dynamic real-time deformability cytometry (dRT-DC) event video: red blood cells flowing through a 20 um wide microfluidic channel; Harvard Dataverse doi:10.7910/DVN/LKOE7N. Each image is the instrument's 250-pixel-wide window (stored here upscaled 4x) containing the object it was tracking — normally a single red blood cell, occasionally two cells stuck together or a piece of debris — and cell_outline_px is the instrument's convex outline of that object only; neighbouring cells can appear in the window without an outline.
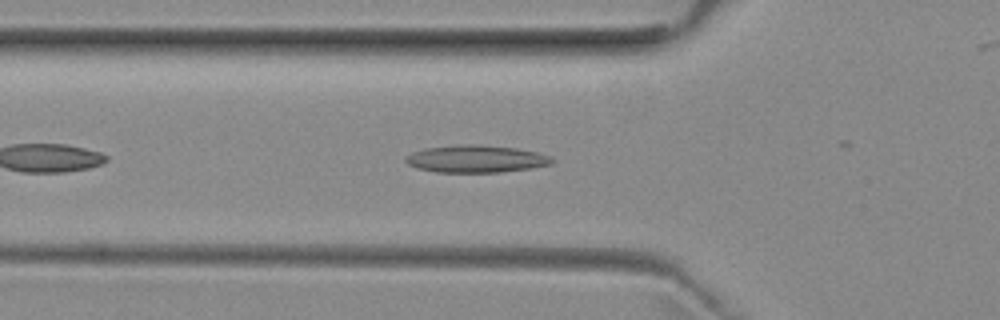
{"species": "common noctule bat (a hibernating species)", "species_latin": "Nyctalus noctula", "temperature_condition": "room temperature", "stored_images_in_passage": 32, "camera_frame_rate_fps": 3000, "um_per_image_px": 0.085, "animal": {"sex": "female", "body_mass_g": 29.2, "forearm_length_mm": 56.3}, "frame": {"image": 1, "passage_image": 7, "time_ms": 2.0, "image_size_px": [1000, 320], "cell_outline_px": [[556, 160], [552, 164], [528, 168], [500, 172], [436, 172], [416, 168], [408, 164], [404, 160], [404, 156], [412, 152], [424, 148], [460, 144], [476, 144], [516, 148], [536, 152], [552, 156]], "centroid_in_image_um": [40.44, 13.5], "position_along_channel_um": 85.4, "area_um2": 23.47}}
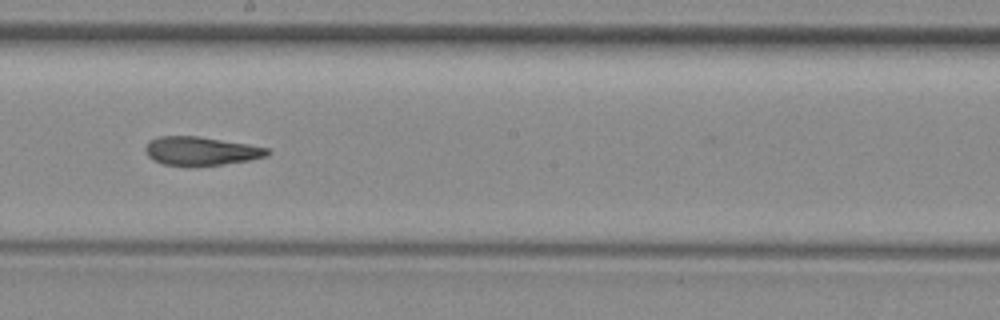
{"frame": {"image": 2, "passage_image": 18, "time_ms": 5.667, "image_size_px": [1000, 320], "cell_outline_px": [[272, 152], [268, 156], [248, 160], [224, 164], [196, 168], [164, 164], [148, 156], [144, 148], [148, 140], [160, 136], [196, 136], [248, 144], [268, 148]], "centroid_in_image_um": [17.08, 12.86], "position_along_channel_um": 231.1, "area_um2": 20.69}}
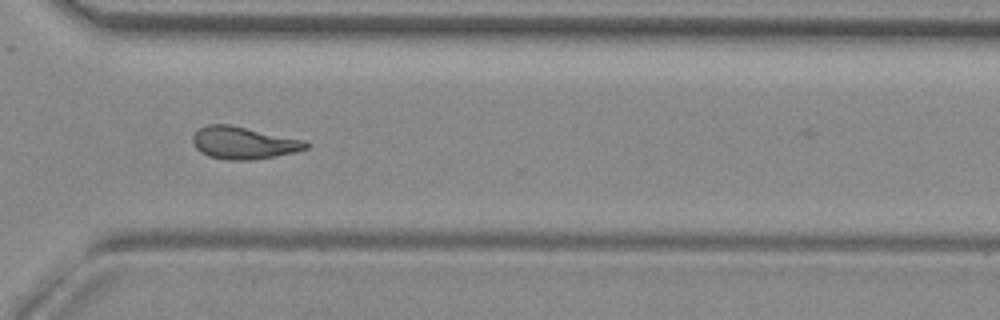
{"frame": {"image": 3, "passage_image": 27, "time_ms": 8.667, "image_size_px": [1000, 320], "cell_outline_px": [[308, 148], [296, 152], [252, 160], [224, 160], [208, 156], [200, 152], [196, 148], [192, 140], [192, 136], [200, 128], [208, 124], [228, 124], [308, 140]], "centroid_in_image_um": [20.72, 12.14], "position_along_channel_um": 349.9, "area_um2": 21.5}, "authors_computed_cell_mechanics": {"area_um2": 21.0681, "velocity_mm_per_s": 3.9658, "shape_relaxation_time_tau1_ms": null, "shape_relaxation_time_tau2_ms": 2.6277, "deformation_change_tau1": null, "deformation_change_tau2": 0.1042}}